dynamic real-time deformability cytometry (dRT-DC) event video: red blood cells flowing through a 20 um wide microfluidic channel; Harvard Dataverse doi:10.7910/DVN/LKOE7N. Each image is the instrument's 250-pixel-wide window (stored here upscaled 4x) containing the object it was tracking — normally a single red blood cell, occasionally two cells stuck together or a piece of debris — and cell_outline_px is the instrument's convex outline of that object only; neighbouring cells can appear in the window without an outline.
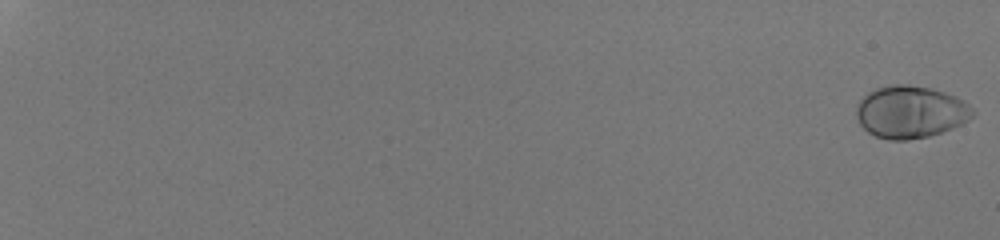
{"species": "human", "species_latin": "Homo sapiens", "temperature_condition": "room temperature", "stored_images_in_passage": 55, "camera_frame_rate_fps": 3000, "um_per_image_px": 0.085, "donor": {"sex": "male"}, "frame": {"image": 1, "passage_image": 1, "time_ms": 0.0, "image_size_px": [1000, 240], "cell_outline_px": [[976, 112], [968, 120], [952, 128], [928, 136], [908, 140], [888, 140], [876, 136], [868, 132], [860, 124], [856, 116], [856, 108], [860, 100], [868, 92], [876, 88], [892, 84], [908, 84], [932, 88], [956, 96], [964, 100]], "centroid_in_image_um": [77.39, 9.5], "position_along_channel_um": 7.6, "area_um2": 35.55}}
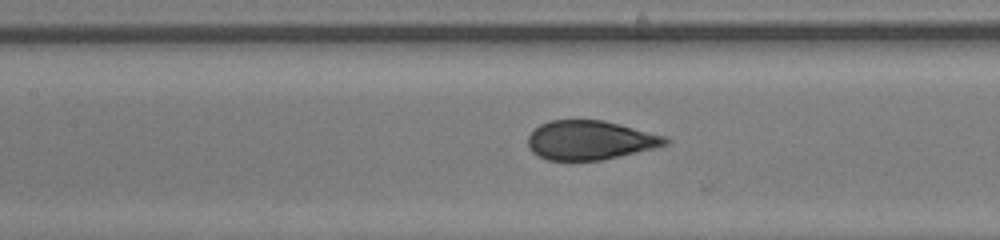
{"frame": {"image": 2, "passage_image": 32, "time_ms": 10.333, "image_size_px": [1000, 240], "cell_outline_px": [[672, 140], [668, 144], [636, 152], [600, 160], [548, 160], [532, 152], [528, 148], [528, 136], [540, 124], [548, 120], [604, 120], [620, 124], [664, 136]], "centroid_in_image_um": [50.13, 11.91], "position_along_channel_um": 157.3, "area_um2": 31.1}}
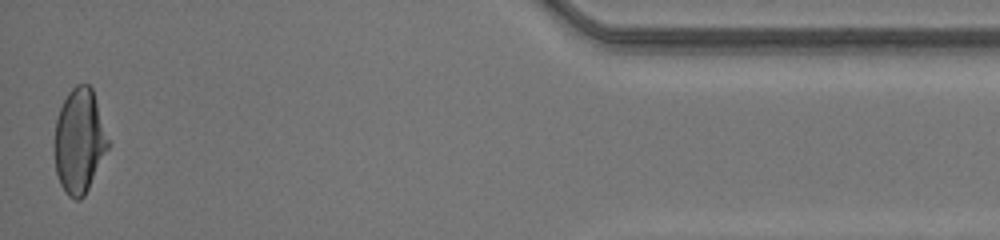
{"frame": {"image": 3, "passage_image": 55, "time_ms": 18.0, "image_size_px": [1000, 240], "cell_outline_px": [[112, 144], [84, 196], [80, 200], [76, 200], [68, 196], [60, 184], [56, 172], [56, 120], [60, 108], [68, 92], [76, 84], [88, 84], [92, 88]], "centroid_in_image_um": [6.8, 11.98], "position_along_channel_um": 428.4, "area_um2": 32.77}, "authors_computed_cell_mechanics": {"area_um2": 32.946, "velocity_mm_per_s": 4.2401, "shape_relaxation_time_tau1_ms": 4.6515, "shape_relaxation_time_tau2_ms": null, "deformation_change_tau1": 0.2265, "deformation_change_tau2": null}}